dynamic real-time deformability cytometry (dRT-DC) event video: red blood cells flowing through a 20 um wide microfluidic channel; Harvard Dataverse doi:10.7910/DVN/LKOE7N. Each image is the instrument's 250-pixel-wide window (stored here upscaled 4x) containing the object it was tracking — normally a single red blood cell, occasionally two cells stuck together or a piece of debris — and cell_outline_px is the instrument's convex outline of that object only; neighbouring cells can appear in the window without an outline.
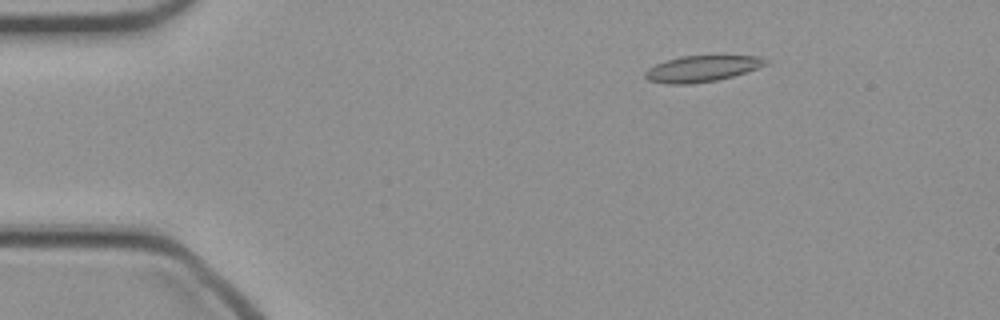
{"species": "common noctule bat (a hibernating species)", "species_latin": "Nyctalus noctula", "temperature_condition": "cold", "stored_images_in_passage": 41, "camera_frame_rate_fps": 3000, "um_per_image_px": 0.085, "animal": {"sex": "female", "body_mass_g": 21.9}, "frame": {"image": 1, "passage_image": 1, "time_ms": 0.0, "image_size_px": [1000, 320], "cell_outline_px": [[772, 64], [732, 76], [716, 80], [692, 84], [664, 84], [648, 80], [644, 76], [644, 72], [648, 68], [656, 64], [680, 56], [756, 56], [768, 60]], "centroid_in_image_um": [59.67, 5.84], "position_along_channel_um": 25.3, "area_um2": 18.38}}
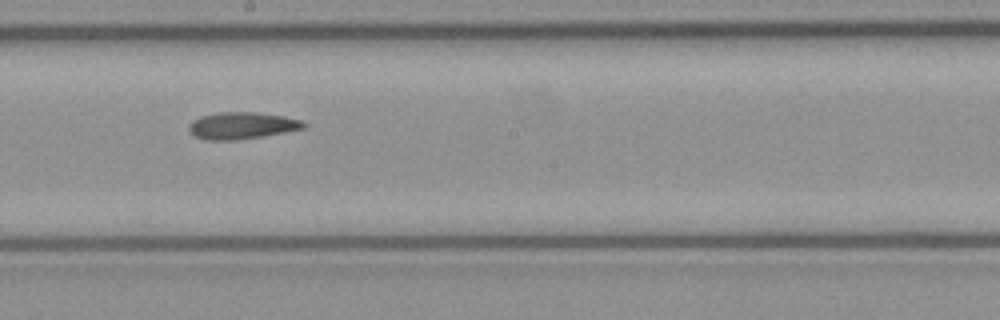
{"frame": {"image": 2, "passage_image": 20, "time_ms": 6.333, "image_size_px": [1000, 320], "cell_outline_px": [[308, 124], [304, 128], [284, 132], [236, 140], [204, 140], [196, 136], [188, 128], [188, 124], [192, 120], [200, 116], [216, 112], [256, 112], [284, 116], [304, 120]], "centroid_in_image_um": [20.56, 10.66], "position_along_channel_um": 227.6, "area_um2": 18.03}}
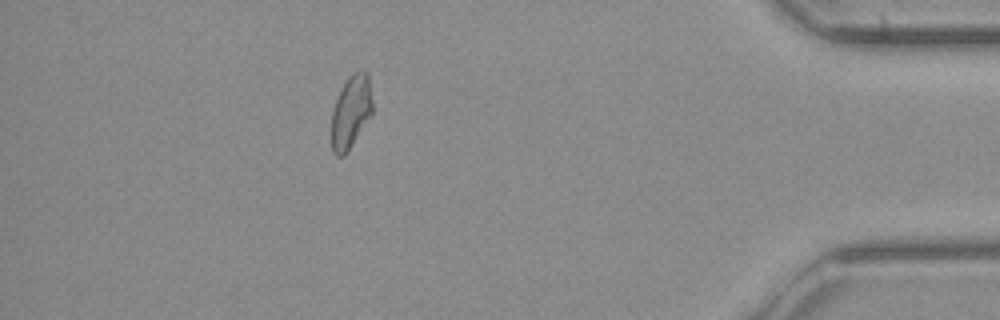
{"frame": {"image": 3, "passage_image": 36, "time_ms": 11.667, "image_size_px": [1000, 320], "cell_outline_px": [[372, 116], [344, 156], [336, 156], [332, 152], [332, 112], [336, 100], [348, 76], [352, 72], [368, 72], [372, 104]], "centroid_in_image_um": [29.84, 9.53], "position_along_channel_um": 405.4, "area_um2": 17.28}}